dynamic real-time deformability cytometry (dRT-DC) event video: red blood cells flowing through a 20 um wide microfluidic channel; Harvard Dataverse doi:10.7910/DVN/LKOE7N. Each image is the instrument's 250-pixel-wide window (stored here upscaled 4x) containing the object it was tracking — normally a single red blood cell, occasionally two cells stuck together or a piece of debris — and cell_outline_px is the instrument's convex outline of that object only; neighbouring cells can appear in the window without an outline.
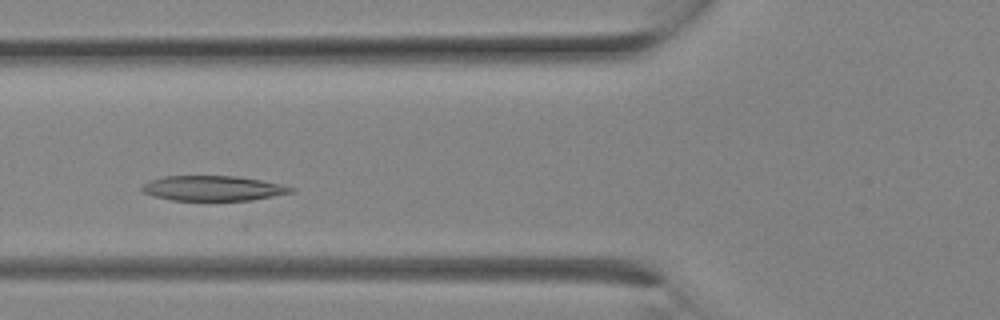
{"species": "Egyptian fruit bat (a non-hibernating species)", "species_latin": "Rousettus aegyptiacus", "temperature_condition": "room temperature", "stored_images_in_passage": 12, "camera_frame_rate_fps": 3000, "um_per_image_px": 0.085, "animal": {"sex": "female"}, "frame": {"image": 1, "passage_image": 6, "time_ms": 1.667, "image_size_px": [1000, 320], "cell_outline_px": [[296, 188], [292, 192], [252, 200], [172, 200], [152, 196], [144, 192], [140, 188], [148, 180], [164, 176], [236, 176], [260, 180], [280, 184]], "centroid_in_image_um": [18.06, 16.0], "position_along_channel_um": 107.7, "area_um2": 21.62}}
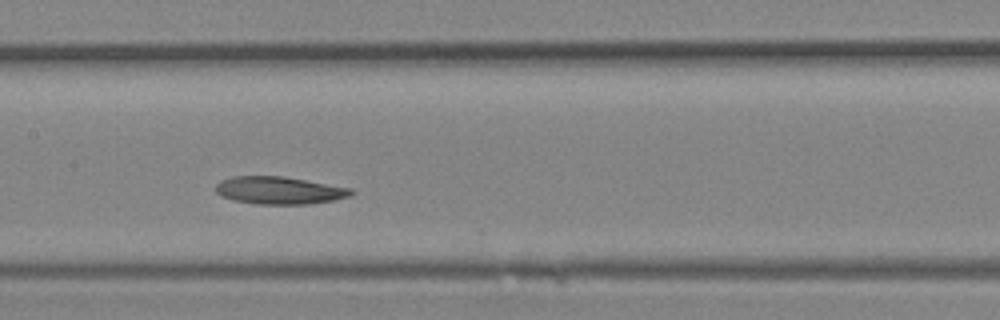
{"frame": {"image": 2, "passage_image": 9, "time_ms": 2.667, "image_size_px": [1000, 320], "cell_outline_px": [[356, 192], [352, 196], [332, 200], [308, 204], [256, 204], [232, 200], [220, 196], [216, 192], [216, 184], [220, 180], [232, 176], [284, 176], [352, 188]], "centroid_in_image_um": [23.74, 16.18], "position_along_channel_um": 183.7, "area_um2": 21.96}}
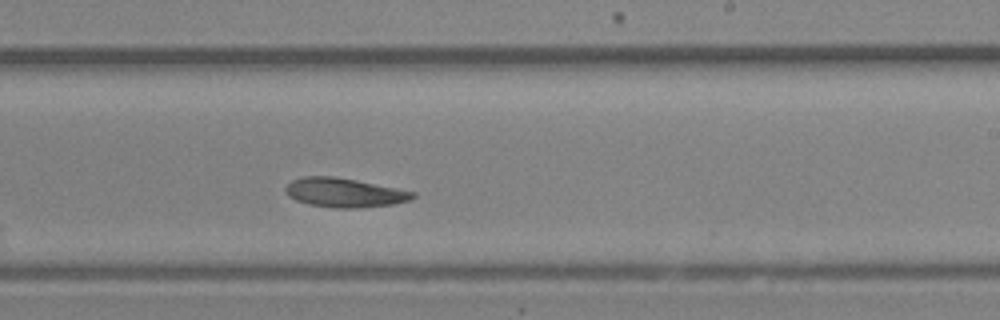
{"frame": {"image": 3, "passage_image": 12, "time_ms": 3.667, "image_size_px": [1000, 320], "cell_outline_px": [[416, 196], [408, 200], [392, 204], [360, 208], [336, 208], [308, 204], [296, 200], [288, 196], [284, 188], [292, 180], [304, 176], [332, 176], [356, 180], [416, 192]], "centroid_in_image_um": [29.25, 16.37], "position_along_channel_um": 259.8, "area_um2": 21.5}}